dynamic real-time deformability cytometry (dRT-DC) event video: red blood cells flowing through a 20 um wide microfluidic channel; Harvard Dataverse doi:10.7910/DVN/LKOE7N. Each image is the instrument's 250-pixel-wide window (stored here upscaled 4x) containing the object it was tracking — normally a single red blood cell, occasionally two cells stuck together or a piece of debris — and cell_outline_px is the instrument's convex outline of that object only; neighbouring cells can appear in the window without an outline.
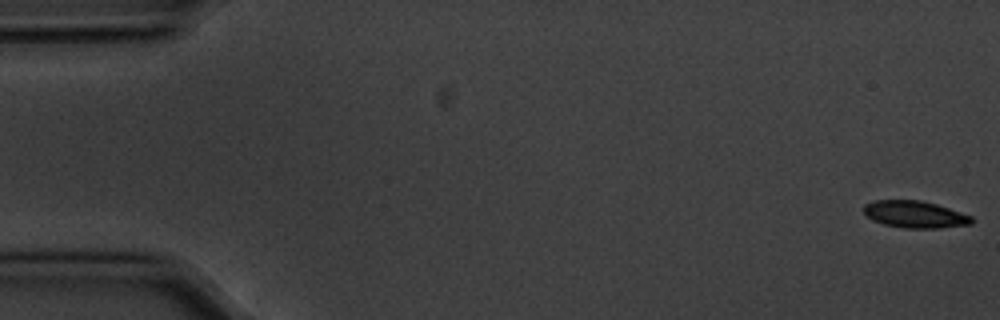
{"species": "common noctule bat (a hibernating species)", "species_latin": "Nyctalus noctula", "temperature_condition": "cold", "stored_images_in_passage": 17, "camera_frame_rate_fps": 3000, "um_per_image_px": 0.085, "animal": {"sex": "male", "body_mass_g": 20.1, "forearm_length_mm": 53.5}, "frame": {"image": 1, "passage_image": 1, "time_ms": 0.0, "image_size_px": [1000, 320], "cell_outline_px": [[972, 224], [940, 228], [904, 228], [884, 224], [872, 220], [864, 212], [864, 204], [876, 200], [920, 200], [936, 204], [972, 216]], "centroid_in_image_um": [77.76, 18.22], "position_along_channel_um": 7.2, "area_um2": 16.88}}
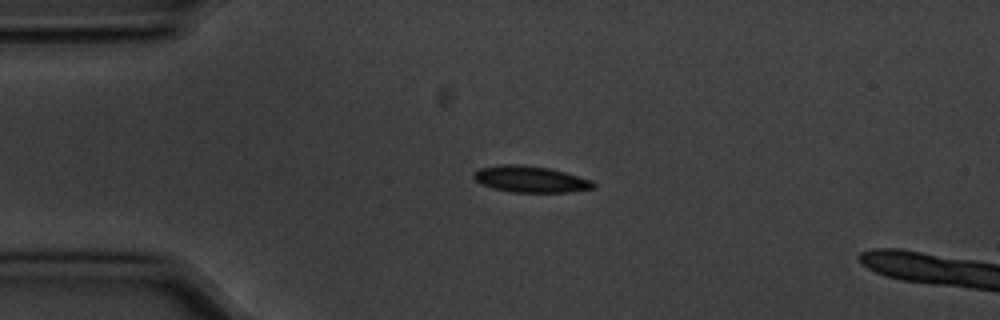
{"frame": {"image": 2, "passage_image": 13, "time_ms": 4.0, "image_size_px": [1000, 320], "cell_outline_px": [[596, 184], [592, 188], [568, 192], [512, 192], [492, 188], [480, 184], [472, 176], [472, 172], [480, 168], [500, 164], [520, 164], [548, 168], [564, 172], [592, 180]], "centroid_in_image_um": [45.03, 15.23], "position_along_channel_um": 40.0, "area_um2": 18.38}}